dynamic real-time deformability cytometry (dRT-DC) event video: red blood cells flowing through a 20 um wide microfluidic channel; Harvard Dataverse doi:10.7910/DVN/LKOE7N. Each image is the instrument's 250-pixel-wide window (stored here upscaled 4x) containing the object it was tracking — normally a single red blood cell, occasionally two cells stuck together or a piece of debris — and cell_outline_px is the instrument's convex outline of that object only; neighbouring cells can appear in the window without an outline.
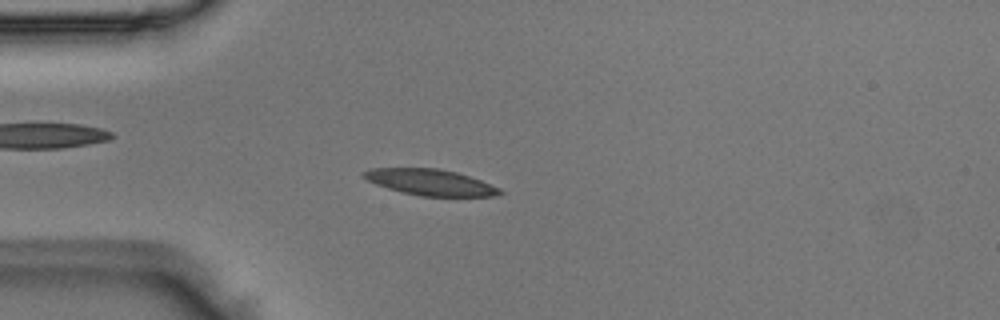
{"species": "Egyptian fruit bat (a non-hibernating species)", "species_latin": "Rousettus aegyptiacus", "temperature_condition": "room temperature", "stored_images_in_passage": 46, "camera_frame_rate_fps": 3000, "um_per_image_px": 0.085, "animal": {"sex": "male"}, "frame": {"image": 1, "passage_image": 8, "time_ms": 2.333, "image_size_px": [1000, 320], "cell_outline_px": [[504, 192], [492, 196], [420, 196], [388, 188], [376, 184], [368, 180], [360, 172], [372, 168], [436, 168], [456, 172], [480, 180], [500, 188]], "centroid_in_image_um": [36.57, 15.49], "position_along_channel_um": 48.4, "area_um2": 20.4}}
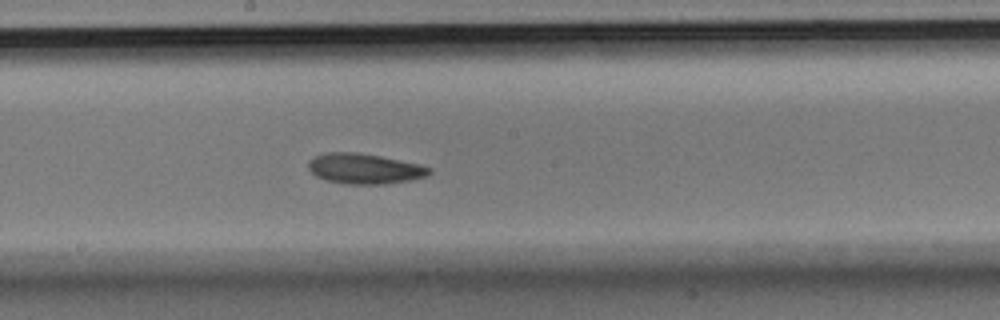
{"frame": {"image": 2, "passage_image": 22, "time_ms": 7.0, "image_size_px": [1000, 320], "cell_outline_px": [[432, 172], [428, 176], [388, 184], [344, 184], [324, 180], [316, 176], [308, 168], [308, 160], [316, 156], [328, 152], [356, 152], [380, 156], [420, 164], [432, 168]], "centroid_in_image_um": [30.99, 14.34], "position_along_channel_um": 217.2, "area_um2": 21.5}}
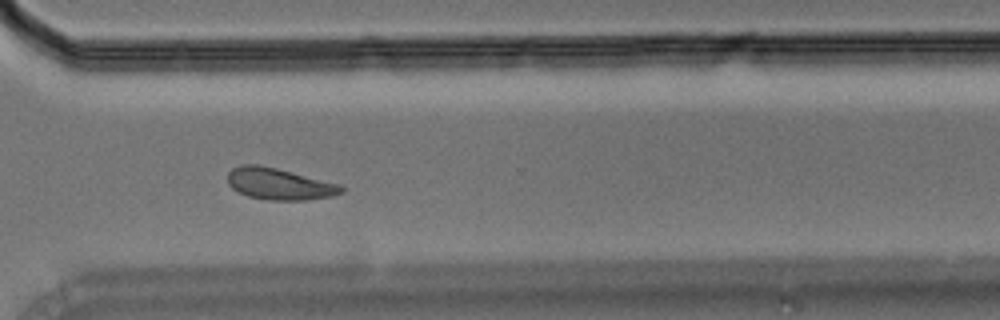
{"frame": {"image": 3, "passage_image": 32, "time_ms": 10.333, "image_size_px": [1000, 320], "cell_outline_px": [[344, 192], [332, 196], [304, 200], [268, 200], [248, 196], [232, 188], [228, 184], [228, 172], [232, 168], [240, 164], [260, 164], [340, 184], [344, 188]], "centroid_in_image_um": [23.72, 15.62], "position_along_channel_um": 346.9, "area_um2": 20.92}}